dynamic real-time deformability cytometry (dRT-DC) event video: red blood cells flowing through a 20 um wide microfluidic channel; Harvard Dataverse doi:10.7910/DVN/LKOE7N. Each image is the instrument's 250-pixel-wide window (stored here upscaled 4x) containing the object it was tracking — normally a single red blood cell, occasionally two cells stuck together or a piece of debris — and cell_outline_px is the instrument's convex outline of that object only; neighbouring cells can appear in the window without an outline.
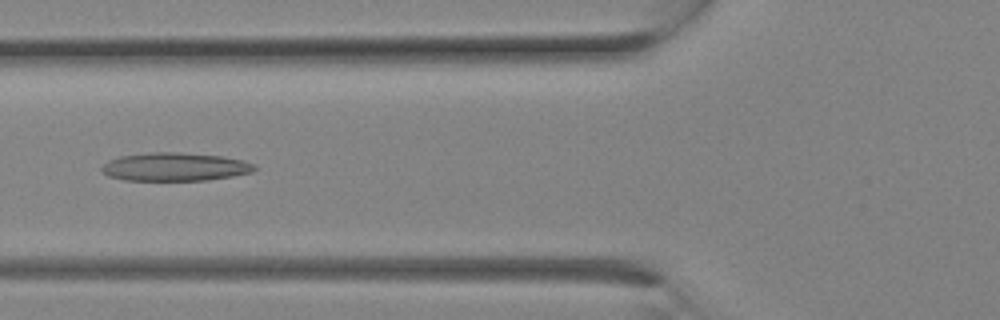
{"species": "Egyptian fruit bat (a non-hibernating species)", "species_latin": "Rousettus aegyptiacus", "temperature_condition": "room temperature", "stored_images_in_passage": 10, "camera_frame_rate_fps": 3000, "um_per_image_px": 0.085, "animal": {"sex": "female"}, "frame": {"image": 1, "passage_image": 9, "time_ms": 2.667, "image_size_px": [1000, 320], "cell_outline_px": [[256, 168], [252, 172], [232, 176], [208, 180], [124, 180], [108, 176], [100, 168], [108, 160], [120, 156], [152, 152], [180, 152], [224, 156], [244, 160], [252, 164]], "centroid_in_image_um": [14.86, 14.17], "position_along_channel_um": 110.9, "area_um2": 25.2}}